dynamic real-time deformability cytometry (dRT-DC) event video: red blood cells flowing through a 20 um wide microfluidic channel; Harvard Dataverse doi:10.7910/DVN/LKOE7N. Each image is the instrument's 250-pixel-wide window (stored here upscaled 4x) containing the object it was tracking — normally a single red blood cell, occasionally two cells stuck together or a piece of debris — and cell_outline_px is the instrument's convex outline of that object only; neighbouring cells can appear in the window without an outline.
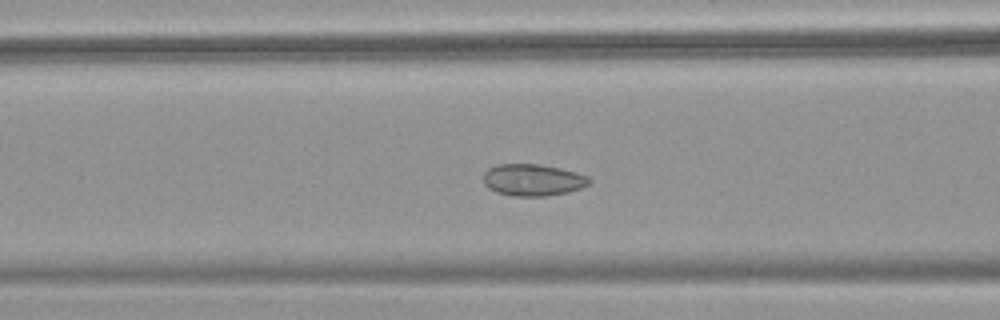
{"species": "common noctule bat (a hibernating species)", "species_latin": "Nyctalus noctula", "temperature_condition": "warm", "stored_images_in_passage": 31, "camera_frame_rate_fps": 3000, "um_per_image_px": 0.085, "animal": {"sex": "female", "body_mass_g": 18.4}, "frame": {"image": 1, "passage_image": 5, "time_ms": 1.333, "image_size_px": [1000, 320], "cell_outline_px": [[592, 180], [588, 184], [580, 188], [568, 192], [548, 196], [512, 196], [496, 192], [488, 188], [484, 184], [484, 172], [488, 168], [496, 164], [540, 164], [560, 168], [576, 172], [588, 176]], "centroid_in_image_um": [45.28, 15.29], "position_along_channel_um": 121.3, "area_um2": 19.77}}
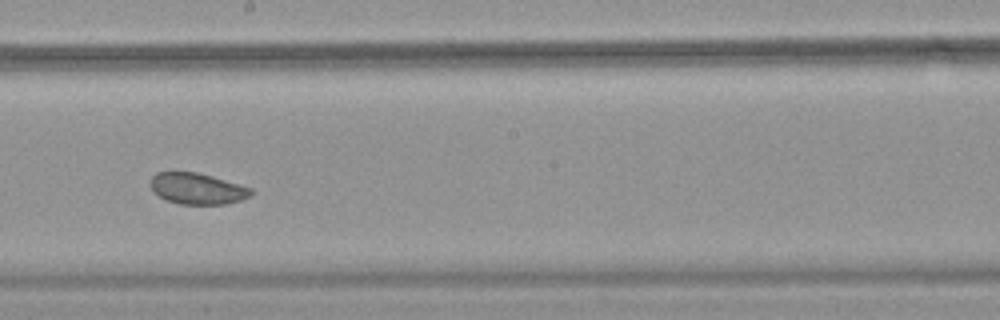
{"frame": {"image": 2, "passage_image": 14, "time_ms": 4.333, "image_size_px": [1000, 320], "cell_outline_px": [[252, 196], [240, 200], [224, 204], [180, 204], [164, 200], [152, 188], [152, 176], [156, 172], [196, 172], [212, 176], [252, 188]], "centroid_in_image_um": [16.79, 16.04], "position_along_channel_um": 231.4, "area_um2": 18.09}}
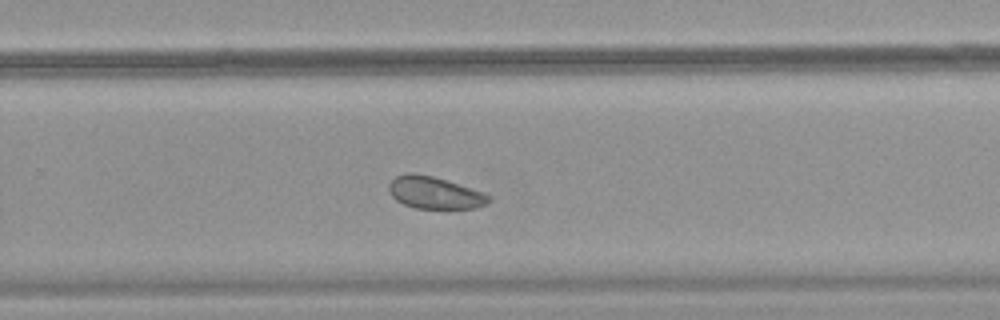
{"frame": {"image": 3, "passage_image": 19, "time_ms": 6.0, "image_size_px": [1000, 320], "cell_outline_px": [[492, 200], [488, 204], [476, 208], [448, 212], [416, 208], [404, 204], [396, 200], [392, 196], [388, 188], [388, 184], [396, 176], [408, 172], [412, 172], [432, 176], [492, 196]], "centroid_in_image_um": [36.97, 16.45], "position_along_channel_um": 292.8, "area_um2": 19.31}, "authors_computed_cell_mechanics": {"area_um2": 19.3052, "velocity_mm_per_s": 3.6903, "shape_relaxation_time_tau1_ms": null, "shape_relaxation_time_tau2_ms": 1.6143, "deformation_change_tau1": null, "deformation_change_tau2": 0.045}}